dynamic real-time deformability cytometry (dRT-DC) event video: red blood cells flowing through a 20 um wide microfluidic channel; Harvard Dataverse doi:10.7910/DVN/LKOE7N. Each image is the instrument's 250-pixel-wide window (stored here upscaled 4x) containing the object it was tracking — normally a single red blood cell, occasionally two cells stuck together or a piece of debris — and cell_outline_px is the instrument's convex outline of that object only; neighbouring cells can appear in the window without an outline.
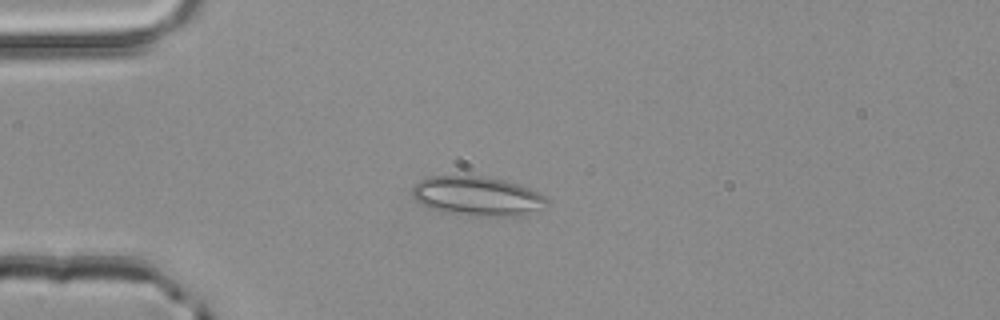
{"species": "common noctule bat (a hibernating species)", "species_latin": "Nyctalus noctula", "temperature_condition": "room temperature", "stored_images_in_passage": 41, "camera_frame_rate_fps": 3000, "um_per_image_px": 0.085, "animal": {"sex": "male", "body_mass_g": 20.4}, "frame": {"image": 1, "passage_image": 3, "time_ms": 0.667, "image_size_px": [1000, 320], "cell_outline_px": [[548, 204], [524, 216], [472, 216], [440, 212], [428, 208], [416, 200], [412, 196], [412, 188], [420, 180], [428, 176], [484, 176], [504, 180], [528, 188], [544, 196], [548, 200]], "centroid_in_image_um": [40.53, 16.69], "position_along_channel_um": 44.5, "area_um2": 30.98}}
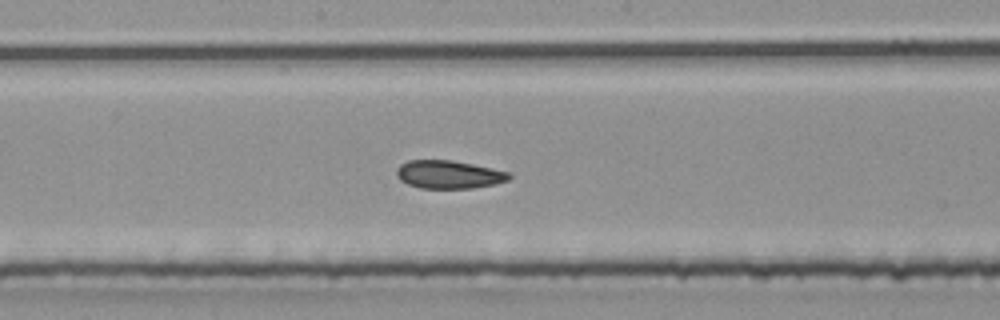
{"frame": {"image": 2, "passage_image": 17, "time_ms": 5.333, "image_size_px": [1000, 320], "cell_outline_px": [[512, 176], [508, 180], [496, 184], [472, 188], [420, 188], [408, 184], [400, 180], [396, 176], [396, 168], [400, 164], [408, 160], [452, 160], [492, 168], [508, 172]], "centroid_in_image_um": [38.12, 14.83], "position_along_channel_um": 210.1, "area_um2": 18.5}}
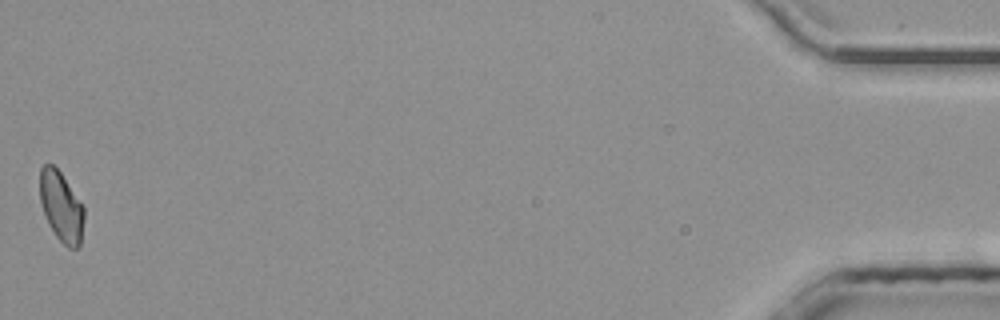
{"frame": {"image": 3, "passage_image": 41, "time_ms": 13.333, "image_size_px": [1000, 320], "cell_outline_px": [[84, 220], [80, 244], [76, 248], [68, 248], [56, 236], [48, 224], [40, 200], [40, 168], [44, 164], [52, 164], [60, 172], [84, 208]], "centroid_in_image_um": [5.2, 17.57], "position_along_channel_um": 430.0, "area_um2": 17.74}, "authors_computed_cell_mechanics": {"area_um2": 18.6694, "velocity_mm_per_s": 4.0286, "shape_relaxation_time_tau1_ms": null, "shape_relaxation_time_tau2_ms": 2.5396, "deformation_change_tau1": null, "deformation_change_tau2": 0.086}}